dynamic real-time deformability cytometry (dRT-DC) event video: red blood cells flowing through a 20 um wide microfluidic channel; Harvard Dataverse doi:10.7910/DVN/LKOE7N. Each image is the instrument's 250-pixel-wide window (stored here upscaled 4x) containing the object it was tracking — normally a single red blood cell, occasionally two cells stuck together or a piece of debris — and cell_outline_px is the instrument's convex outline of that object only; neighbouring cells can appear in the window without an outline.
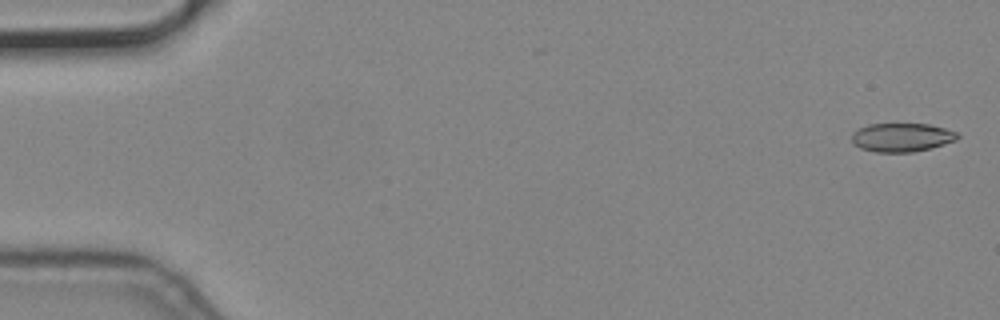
{"species": "common noctule bat (a hibernating species)", "species_latin": "Nyctalus noctula", "temperature_condition": "cold", "stored_images_in_passage": 3, "camera_frame_rate_fps": 3000, "um_per_image_px": 0.085, "animal": {"sex": "male", "body_mass_g": 19.2, "forearm_length_mm": 51.8}, "frame": {"image": 1, "passage_image": 1, "time_ms": 0.0, "image_size_px": [1000, 320], "cell_outline_px": [[960, 136], [956, 140], [944, 144], [912, 152], [876, 152], [860, 148], [852, 140], [852, 132], [868, 124], [928, 124], [944, 128], [956, 132]], "centroid_in_image_um": [76.64, 11.67], "position_along_channel_um": 8.4, "area_um2": 17.46}}